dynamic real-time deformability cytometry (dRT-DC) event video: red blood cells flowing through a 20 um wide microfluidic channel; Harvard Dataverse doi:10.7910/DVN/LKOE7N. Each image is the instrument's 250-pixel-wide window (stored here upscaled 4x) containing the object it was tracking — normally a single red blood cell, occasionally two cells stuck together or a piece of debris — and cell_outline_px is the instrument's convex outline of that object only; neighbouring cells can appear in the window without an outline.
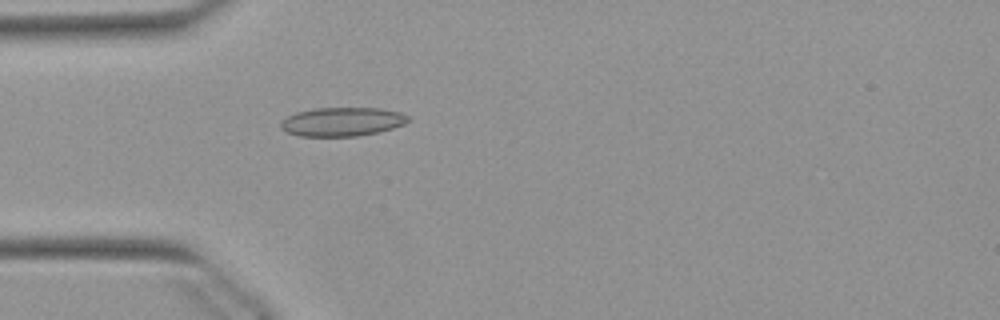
{"species": "Egyptian fruit bat (a non-hibernating species)", "species_latin": "Rousettus aegyptiacus", "temperature_condition": "warm", "stored_images_in_passage": 49, "camera_frame_rate_fps": 3000, "um_per_image_px": 0.085, "animal": {"sex": "female"}, "frame": {"image": 1, "passage_image": 12, "time_ms": 3.667, "image_size_px": [1000, 320], "cell_outline_px": [[408, 120], [404, 124], [380, 132], [356, 136], [300, 136], [288, 132], [280, 128], [280, 124], [288, 116], [296, 112], [312, 108], [380, 108], [400, 112], [408, 116]], "centroid_in_image_um": [29.08, 10.34], "position_along_channel_um": 55.9, "area_um2": 21.33}}
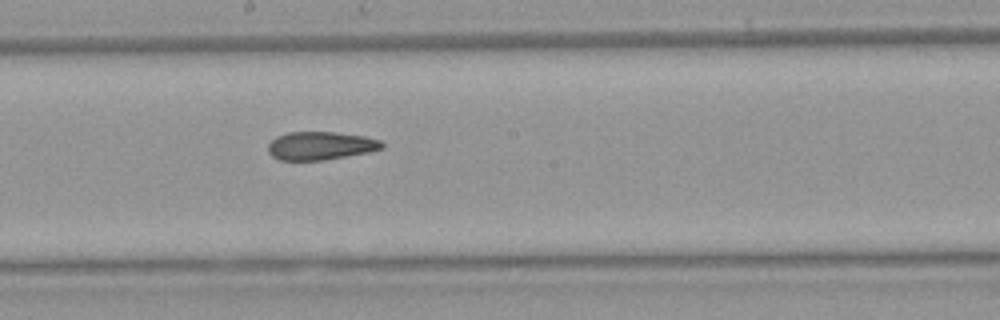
{"frame": {"image": 2, "passage_image": 25, "time_ms": 8.0, "image_size_px": [1000, 320], "cell_outline_px": [[384, 148], [368, 152], [324, 160], [280, 160], [272, 156], [268, 152], [268, 144], [276, 136], [288, 132], [336, 132], [364, 136], [380, 140], [384, 144]], "centroid_in_image_um": [27.24, 12.38], "position_along_channel_um": 221.0, "area_um2": 18.73}}
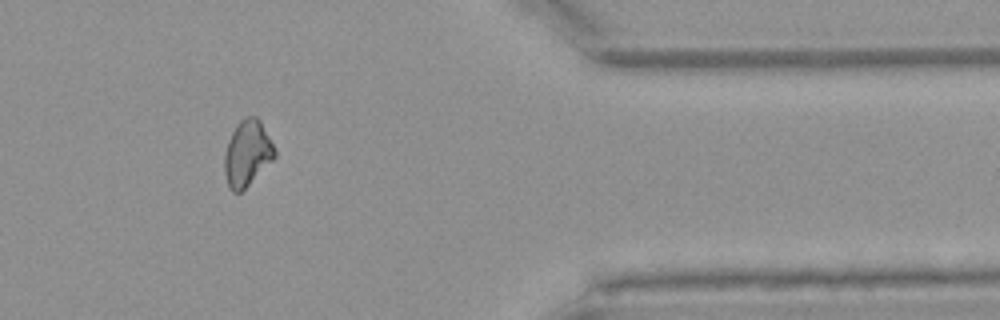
{"frame": {"image": 3, "passage_image": 40, "time_ms": 13.0, "image_size_px": [1000, 320], "cell_outline_px": [[276, 156], [240, 192], [232, 192], [228, 188], [224, 172], [224, 152], [228, 140], [236, 124], [244, 116], [256, 116], [260, 120], [276, 148]], "centroid_in_image_um": [21.0, 13.0], "position_along_channel_um": 390.4, "area_um2": 19.31}, "authors_computed_cell_mechanics": {"area_um2": 19.5942, "velocity_mm_per_s": 3.8975, "shape_relaxation_time_tau1_ms": null, "shape_relaxation_time_tau2_ms": 4.4457, "deformation_change_tau1": null, "deformation_change_tau2": 0.0979}}